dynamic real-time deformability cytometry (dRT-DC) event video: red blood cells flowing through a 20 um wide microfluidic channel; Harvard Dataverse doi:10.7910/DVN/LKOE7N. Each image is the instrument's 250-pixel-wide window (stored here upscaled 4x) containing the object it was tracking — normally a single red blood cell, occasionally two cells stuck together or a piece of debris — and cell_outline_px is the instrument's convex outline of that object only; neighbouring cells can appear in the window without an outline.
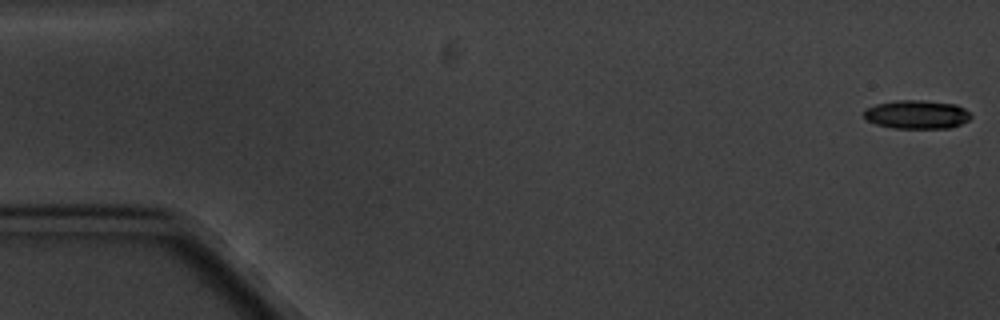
{"species": "common noctule bat (a hibernating species)", "species_latin": "Nyctalus noctula", "temperature_condition": "cold", "stored_images_in_passage": 5, "camera_frame_rate_fps": 3000, "um_per_image_px": 0.085, "animal": {"sex": "male", "body_mass_g": 20.1, "forearm_length_mm": 53.5}, "frame": {"image": 1, "passage_image": 1, "time_ms": 0.0, "image_size_px": [1000, 320], "cell_outline_px": [[972, 116], [968, 120], [960, 124], [948, 128], [892, 128], [876, 124], [868, 120], [864, 116], [864, 112], [868, 108], [876, 104], [896, 100], [924, 100], [956, 104], [964, 108]], "centroid_in_image_um": [77.94, 9.72], "position_along_channel_um": 7.1, "area_um2": 17.74}}